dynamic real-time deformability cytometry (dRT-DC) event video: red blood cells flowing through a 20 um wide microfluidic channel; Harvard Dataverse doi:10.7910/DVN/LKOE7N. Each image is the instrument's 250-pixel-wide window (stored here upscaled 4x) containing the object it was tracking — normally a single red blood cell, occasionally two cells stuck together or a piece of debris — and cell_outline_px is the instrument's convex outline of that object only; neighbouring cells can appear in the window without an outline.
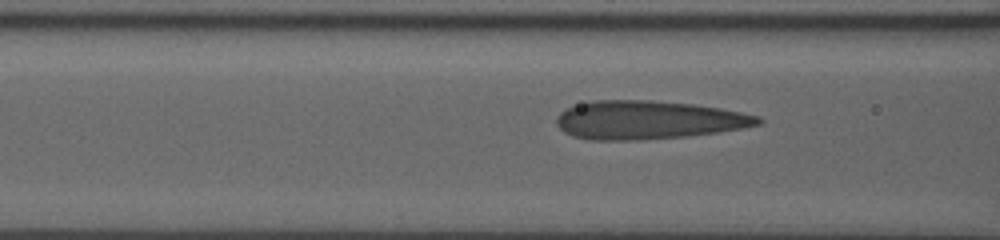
{"species": "human", "species_latin": "Homo sapiens", "temperature_condition": "room temperature", "stored_images_in_passage": 47, "camera_frame_rate_fps": 3000, "um_per_image_px": 0.085, "donor": {"sex": "male"}, "frame": {"image": 1, "passage_image": 19, "time_ms": 6.0, "image_size_px": [1000, 240], "cell_outline_px": [[764, 120], [760, 124], [740, 128], [716, 132], [684, 136], [640, 140], [592, 140], [572, 136], [564, 132], [556, 124], [556, 116], [560, 112], [568, 108], [592, 100], [652, 100], [692, 104], [720, 108], [760, 116]], "centroid_in_image_um": [55.07, 10.19], "position_along_channel_um": 111.5, "area_um2": 45.03}}
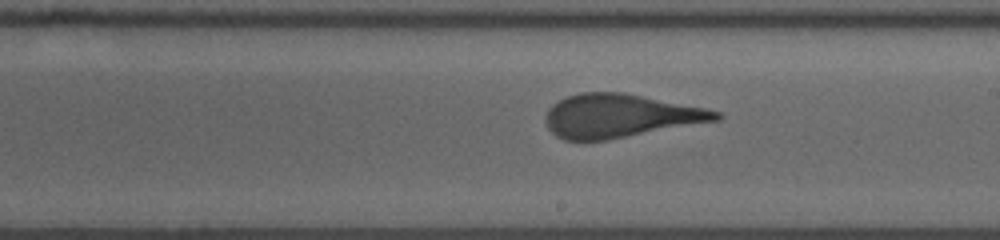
{"frame": {"image": 2, "passage_image": 29, "time_ms": 9.333, "image_size_px": [1000, 240], "cell_outline_px": [[724, 116], [720, 120], [608, 140], [564, 140], [556, 136], [548, 128], [544, 120], [544, 116], [548, 108], [552, 104], [568, 96], [580, 92], [624, 92], [704, 108], [720, 112]], "centroid_in_image_um": [52.68, 9.85], "position_along_channel_um": 236.3, "area_um2": 43.23}}
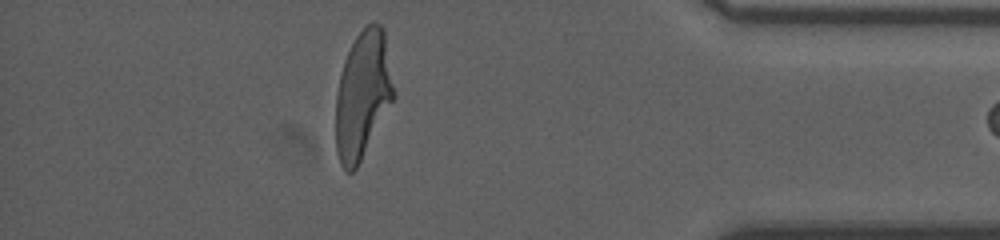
{"frame": {"image": 3, "passage_image": 45, "time_ms": 14.667, "image_size_px": [1000, 240], "cell_outline_px": [[396, 96], [356, 168], [352, 172], [348, 172], [340, 164], [336, 152], [336, 92], [344, 60], [356, 36], [368, 24], [380, 24], [384, 28]], "centroid_in_image_um": [30.84, 8.06], "position_along_channel_um": 404.4, "area_um2": 42.95}}